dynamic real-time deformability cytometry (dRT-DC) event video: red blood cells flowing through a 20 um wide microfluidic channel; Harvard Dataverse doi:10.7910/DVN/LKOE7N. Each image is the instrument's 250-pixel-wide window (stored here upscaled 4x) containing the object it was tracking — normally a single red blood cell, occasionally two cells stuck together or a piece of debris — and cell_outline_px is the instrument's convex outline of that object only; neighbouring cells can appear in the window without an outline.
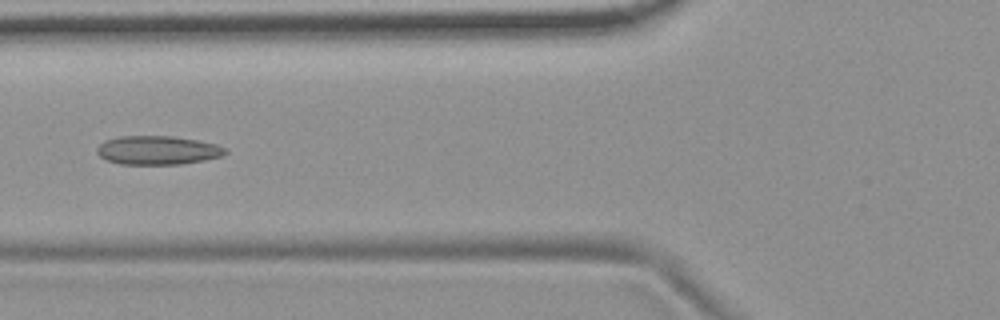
{"species": "common noctule bat (a hibernating species)", "species_latin": "Nyctalus noctula", "temperature_condition": "room temperature", "stored_images_in_passage": 4, "camera_frame_rate_fps": 3000, "um_per_image_px": 0.085, "animal": {"sex": "female", "body_mass_g": 19.9}, "frame": {"image": 1, "passage_image": 4, "time_ms": 3.667, "image_size_px": [1000, 320], "cell_outline_px": [[228, 152], [224, 156], [204, 160], [180, 164], [120, 164], [108, 160], [100, 156], [96, 152], [96, 148], [104, 140], [120, 136], [172, 136], [196, 140], [216, 144], [228, 148]], "centroid_in_image_um": [13.42, 12.77], "position_along_channel_um": 112.4, "area_um2": 21.62}}